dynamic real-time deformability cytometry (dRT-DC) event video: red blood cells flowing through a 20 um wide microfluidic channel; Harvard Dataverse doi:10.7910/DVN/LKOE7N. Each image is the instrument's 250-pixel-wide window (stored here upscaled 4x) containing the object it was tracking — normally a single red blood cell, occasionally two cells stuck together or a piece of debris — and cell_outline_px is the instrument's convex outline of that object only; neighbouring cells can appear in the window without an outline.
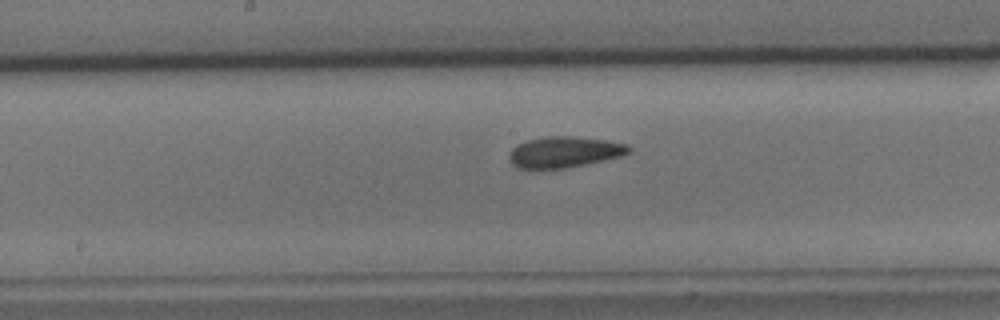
{"species": "common noctule bat (a hibernating species)", "species_latin": "Nyctalus noctula", "temperature_condition": "cold", "stored_images_in_passage": 41, "camera_frame_rate_fps": 3000, "um_per_image_px": 0.085, "animal": {"sex": "male", "body_mass_g": 15.6}, "frame": {"image": 1, "passage_image": 18, "time_ms": 5.667, "image_size_px": [1000, 320], "cell_outline_px": [[632, 148], [628, 152], [620, 156], [604, 160], [568, 168], [516, 168], [512, 164], [508, 156], [512, 148], [516, 144], [528, 140], [548, 136], [568, 136], [604, 140], [628, 144]], "centroid_in_image_um": [47.94, 12.92], "position_along_channel_um": 200.3, "area_um2": 21.44}}
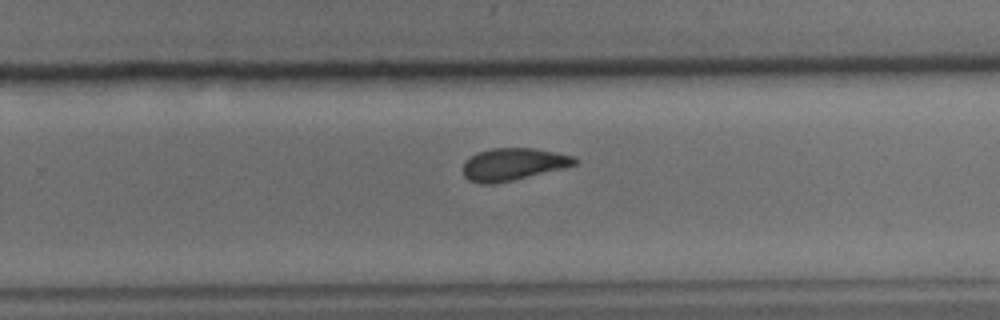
{"frame": {"image": 2, "passage_image": 25, "time_ms": 8.0, "image_size_px": [1000, 320], "cell_outline_px": [[580, 160], [576, 164], [564, 168], [512, 180], [492, 184], [480, 184], [468, 180], [464, 176], [464, 160], [480, 152], [492, 148], [532, 148], [576, 156]], "centroid_in_image_um": [43.64, 13.96], "position_along_channel_um": 286.2, "area_um2": 20.92}}
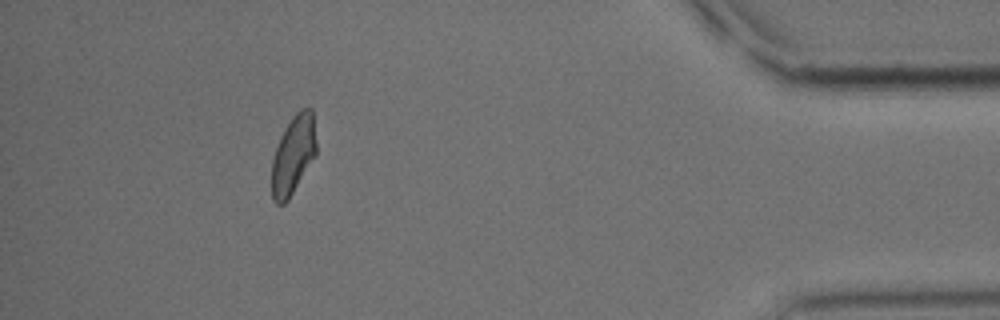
{"frame": {"image": 3, "passage_image": 39, "time_ms": 12.667, "image_size_px": [1000, 320], "cell_outline_px": [[316, 156], [288, 200], [284, 204], [276, 204], [272, 200], [272, 160], [280, 136], [284, 128], [292, 116], [300, 108], [312, 108], [316, 144]], "centroid_in_image_um": [24.92, 13.17], "position_along_channel_um": 410.3, "area_um2": 20.58}}